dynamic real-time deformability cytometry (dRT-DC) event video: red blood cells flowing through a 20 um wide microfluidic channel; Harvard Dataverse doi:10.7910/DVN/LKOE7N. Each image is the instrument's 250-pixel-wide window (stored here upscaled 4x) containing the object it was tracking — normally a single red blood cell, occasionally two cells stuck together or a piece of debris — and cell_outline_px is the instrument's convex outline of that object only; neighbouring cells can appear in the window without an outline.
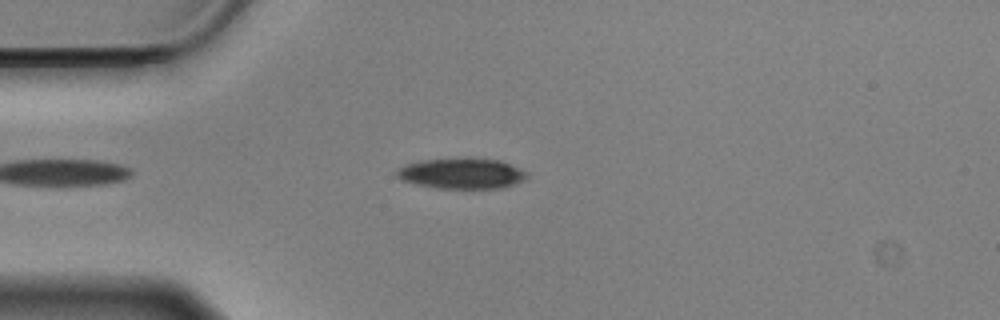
{"species": "Egyptian fruit bat (a non-hibernating species)", "species_latin": "Rousettus aegyptiacus", "temperature_condition": "cold", "stored_images_in_passage": 46, "camera_frame_rate_fps": 3000, "um_per_image_px": 0.085, "animal": {"sex": "male"}, "frame": {"image": 1, "passage_image": 7, "time_ms": 2.0, "image_size_px": [1000, 320], "cell_outline_px": [[528, 180], [504, 188], [436, 188], [416, 184], [400, 180], [396, 176], [396, 172], [404, 164], [420, 160], [500, 160], [528, 172]], "centroid_in_image_um": [39.27, 14.78], "position_along_channel_um": 45.7, "area_um2": 22.83}}
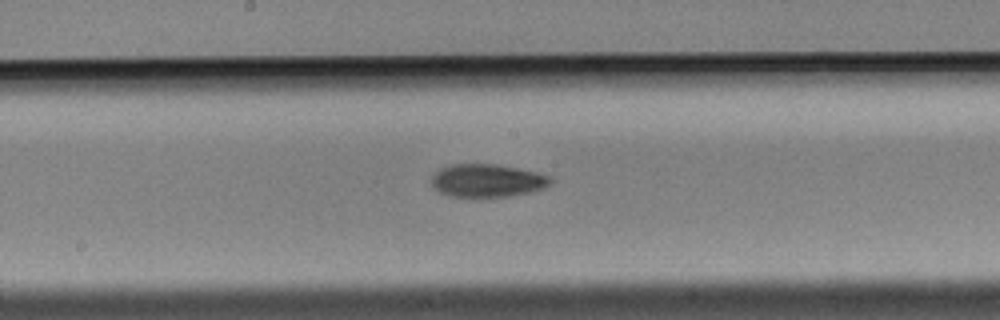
{"frame": {"image": 2, "passage_image": 22, "time_ms": 7.0, "image_size_px": [1000, 320], "cell_outline_px": [[556, 180], [552, 184], [544, 188], [532, 192], [512, 196], [472, 200], [452, 196], [440, 192], [432, 184], [432, 176], [440, 168], [452, 164], [496, 164], [536, 172], [548, 176]], "centroid_in_image_um": [41.44, 15.39], "position_along_channel_um": 206.8, "area_um2": 23.64}}
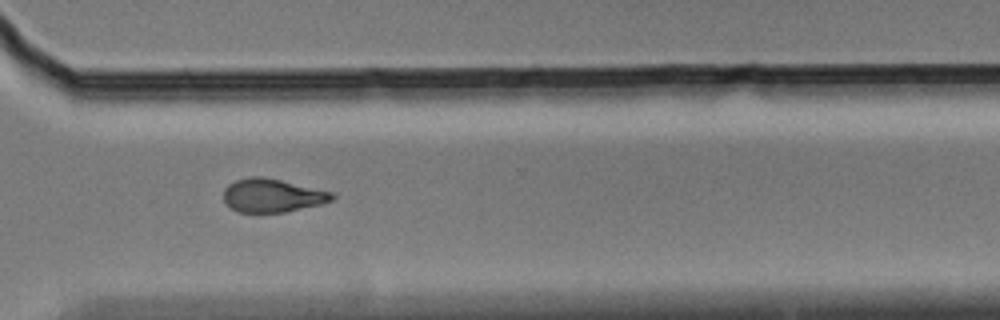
{"frame": {"image": 3, "passage_image": 34, "time_ms": 11.0, "image_size_px": [1000, 320], "cell_outline_px": [[336, 196], [332, 200], [320, 204], [284, 212], [236, 212], [224, 200], [224, 188], [228, 184], [236, 180], [248, 176], [264, 176], [336, 192]], "centroid_in_image_um": [23.17, 16.59], "position_along_channel_um": 347.4, "area_um2": 21.33}, "authors_computed_cell_mechanics": {"area_um2": 22.4264, "velocity_mm_per_s": 3.5246, "shape_relaxation_time_tau1_ms": 3.1792, "shape_relaxation_time_tau2_ms": null, "deformation_change_tau1": 0.1171, "deformation_change_tau2": null}}